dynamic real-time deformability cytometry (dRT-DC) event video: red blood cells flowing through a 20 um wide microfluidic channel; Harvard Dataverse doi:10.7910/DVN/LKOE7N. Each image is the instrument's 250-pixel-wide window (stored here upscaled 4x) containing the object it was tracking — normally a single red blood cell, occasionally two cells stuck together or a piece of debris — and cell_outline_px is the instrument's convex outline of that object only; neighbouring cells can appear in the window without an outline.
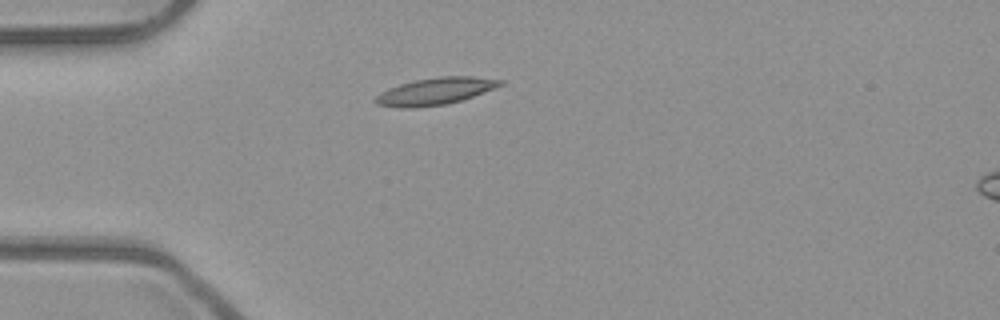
{"species": "common noctule bat (a hibernating species)", "species_latin": "Nyctalus noctula", "temperature_condition": "room temperature", "stored_images_in_passage": 1, "camera_frame_rate_fps": 3000, "um_per_image_px": 0.085, "animal": {"sex": "male", "body_mass_g": 23.1, "forearm_length_mm": 52.7}, "frame": {"image": 1, "passage_image": 1, "time_ms": 0.0, "image_size_px": [1000, 320], "cell_outline_px": [[504, 84], [484, 92], [448, 104], [412, 108], [400, 108], [376, 104], [372, 100], [380, 92], [388, 88], [400, 84], [416, 80], [440, 76], [472, 76], [504, 80]], "centroid_in_image_um": [36.97, 7.76], "position_along_channel_um": 48.0, "area_um2": 19.65}}